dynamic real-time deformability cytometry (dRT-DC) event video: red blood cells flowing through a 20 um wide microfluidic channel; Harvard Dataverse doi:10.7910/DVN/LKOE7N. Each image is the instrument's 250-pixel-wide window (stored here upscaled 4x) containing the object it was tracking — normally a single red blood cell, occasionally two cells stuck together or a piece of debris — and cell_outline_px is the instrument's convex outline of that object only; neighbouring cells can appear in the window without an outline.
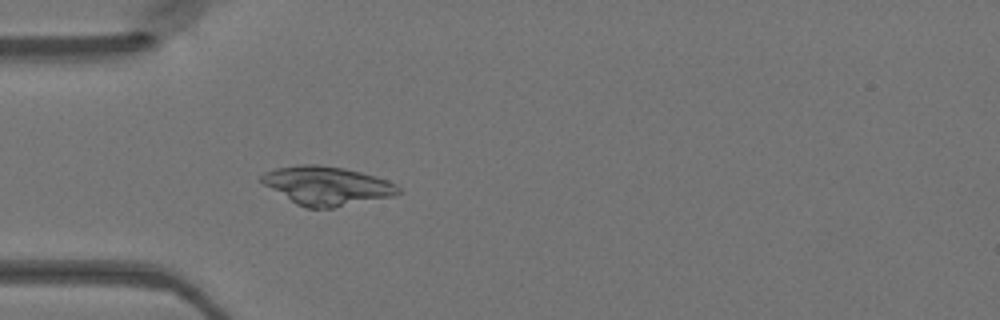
{"species": "Egyptian fruit bat (a non-hibernating species)", "species_latin": "Rousettus aegyptiacus", "temperature_condition": "warm", "stored_images_in_passage": 49, "camera_frame_rate_fps": 3000, "um_per_image_px": 0.085, "animal": {"sex": "female"}, "frame": {"image": 1, "passage_image": 15, "time_ms": 4.667, "image_size_px": [1000, 320], "cell_outline_px": [[404, 192], [392, 196], [332, 208], [308, 208], [296, 204], [264, 184], [260, 180], [260, 176], [264, 172], [276, 168], [300, 164], [316, 164], [344, 168], [376, 176], [388, 180], [396, 184]], "centroid_in_image_um": [27.8, 15.78], "position_along_channel_um": 57.2, "area_um2": 30.75}}
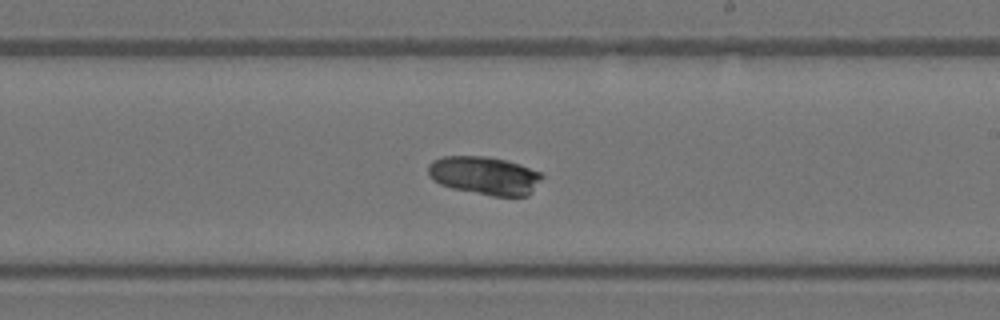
{"frame": {"image": 2, "passage_image": 29, "time_ms": 9.333, "image_size_px": [1000, 320], "cell_outline_px": [[544, 176], [528, 196], [492, 196], [452, 188], [440, 184], [432, 180], [428, 176], [428, 164], [432, 160], [444, 156], [484, 156], [508, 160], [520, 164], [540, 172]], "centroid_in_image_um": [41.17, 14.91], "position_along_channel_um": 247.8, "area_um2": 25.55}}
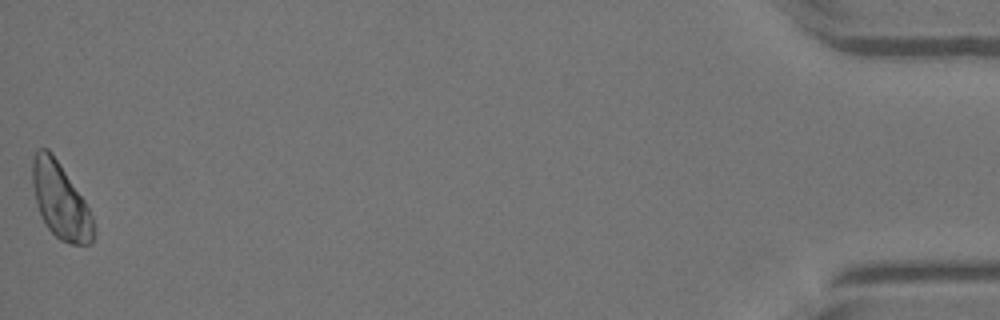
{"frame": {"image": 3, "passage_image": 49, "time_ms": 16.0, "image_size_px": [1000, 320], "cell_outline_px": [[92, 240], [88, 244], [68, 244], [60, 240], [48, 228], [36, 204], [32, 184], [32, 156], [36, 148], [48, 148], [52, 152], [84, 200], [92, 216]], "centroid_in_image_um": [5.09, 17.01], "position_along_channel_um": 430.1, "area_um2": 26.59}}